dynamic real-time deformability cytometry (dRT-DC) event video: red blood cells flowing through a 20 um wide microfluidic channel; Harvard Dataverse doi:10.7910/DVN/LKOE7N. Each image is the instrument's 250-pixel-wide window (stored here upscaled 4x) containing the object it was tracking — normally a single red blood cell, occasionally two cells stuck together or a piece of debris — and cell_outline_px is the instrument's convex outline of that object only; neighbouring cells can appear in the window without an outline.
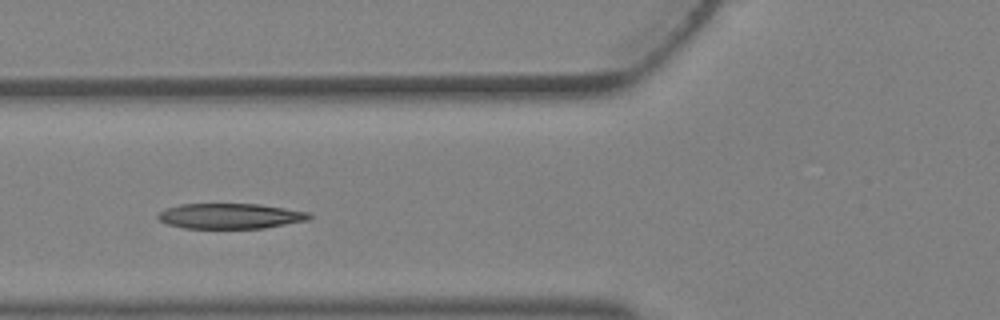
{"species": "Egyptian fruit bat (a non-hibernating species)", "species_latin": "Rousettus aegyptiacus", "temperature_condition": "warm", "stored_images_in_passage": 4, "camera_frame_rate_fps": 3000, "um_per_image_px": 0.085, "animal": {"sex": "female"}, "frame": {"image": 1, "passage_image": 4, "time_ms": 1.0, "image_size_px": [1000, 320], "cell_outline_px": [[312, 216], [308, 220], [264, 228], [184, 228], [168, 224], [160, 220], [156, 216], [164, 208], [180, 204], [260, 204], [308, 212]], "centroid_in_image_um": [19.55, 18.36], "position_along_channel_um": 106.3, "area_um2": 22.25}}